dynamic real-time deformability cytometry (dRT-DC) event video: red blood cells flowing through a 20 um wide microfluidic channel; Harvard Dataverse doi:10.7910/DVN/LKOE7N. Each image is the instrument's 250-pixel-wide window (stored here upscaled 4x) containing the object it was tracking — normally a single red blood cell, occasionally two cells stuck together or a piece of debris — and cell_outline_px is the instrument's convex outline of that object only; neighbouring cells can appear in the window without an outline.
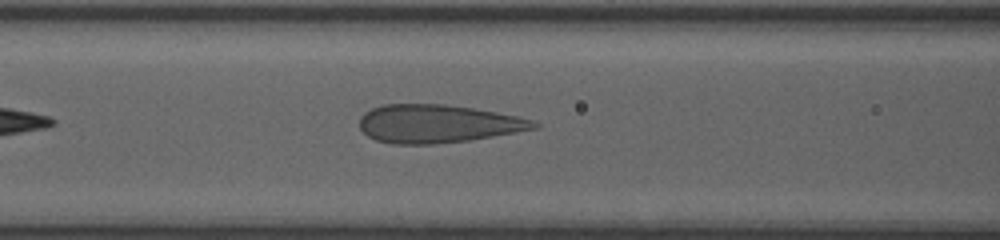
{"species": "human", "species_latin": "Homo sapiens", "temperature_condition": "room temperature", "stored_images_in_passage": 30, "camera_frame_rate_fps": 3000, "um_per_image_px": 0.085, "donor": {"sex": "female"}, "frame": {"image": 1, "passage_image": 7, "time_ms": 2.0, "image_size_px": [1000, 240], "cell_outline_px": [[540, 128], [468, 140], [432, 144], [392, 144], [376, 140], [368, 136], [360, 128], [360, 116], [364, 112], [372, 108], [384, 104], [444, 104], [472, 108], [520, 116], [536, 120], [540, 124]], "centroid_in_image_um": [37.23, 10.51], "position_along_channel_um": 129.4, "area_um2": 38.9}}
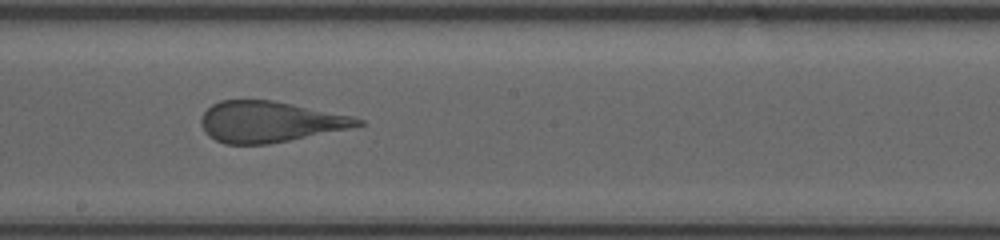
{"frame": {"image": 2, "passage_image": 14, "time_ms": 4.333, "image_size_px": [1000, 240], "cell_outline_px": [[364, 124], [348, 128], [268, 144], [224, 144], [208, 136], [204, 132], [200, 124], [200, 116], [212, 104], [220, 100], [272, 100], [352, 116], [364, 120]], "centroid_in_image_um": [22.85, 10.35], "position_along_channel_um": 225.4, "area_um2": 37.05}}
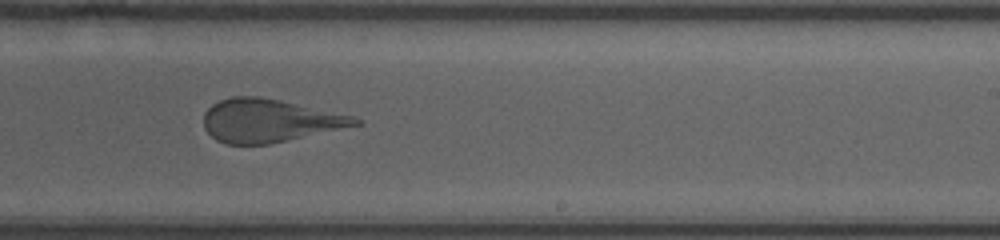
{"frame": {"image": 3, "passage_image": 17, "time_ms": 5.333, "image_size_px": [1000, 240], "cell_outline_px": [[364, 124], [268, 144], [224, 144], [216, 140], [204, 128], [204, 112], [212, 104], [220, 100], [232, 96], [256, 96], [280, 100], [356, 116]], "centroid_in_image_um": [22.9, 10.25], "position_along_channel_um": 266.1, "area_um2": 38.03}}